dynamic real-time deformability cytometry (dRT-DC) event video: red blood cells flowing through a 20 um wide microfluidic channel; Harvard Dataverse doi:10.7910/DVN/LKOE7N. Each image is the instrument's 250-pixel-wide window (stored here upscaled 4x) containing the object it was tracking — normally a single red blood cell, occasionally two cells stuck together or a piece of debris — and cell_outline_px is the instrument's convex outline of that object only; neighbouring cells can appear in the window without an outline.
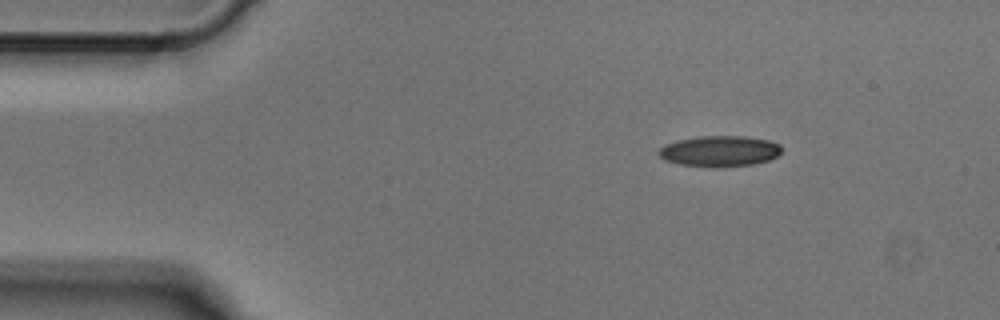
{"species": "Egyptian fruit bat (a non-hibernating species)", "species_latin": "Rousettus aegyptiacus", "temperature_condition": "cold", "stored_images_in_passage": 3, "segment_of_instrument_passage": [2, 2], "camera_frame_rate_fps": 3000, "um_per_image_px": 0.085, "animal": {"sex": "male"}, "frame": {"image": 1, "passage_image": 3, "time_ms": 0.667, "image_size_px": [1000, 320], "cell_outline_px": [[780, 152], [776, 156], [768, 160], [752, 164], [712, 168], [680, 164], [664, 160], [656, 152], [664, 144], [676, 140], [700, 136], [744, 136], [768, 140], [780, 144]], "centroid_in_image_um": [61.11, 12.85], "position_along_channel_um": 23.9, "area_um2": 22.14}}